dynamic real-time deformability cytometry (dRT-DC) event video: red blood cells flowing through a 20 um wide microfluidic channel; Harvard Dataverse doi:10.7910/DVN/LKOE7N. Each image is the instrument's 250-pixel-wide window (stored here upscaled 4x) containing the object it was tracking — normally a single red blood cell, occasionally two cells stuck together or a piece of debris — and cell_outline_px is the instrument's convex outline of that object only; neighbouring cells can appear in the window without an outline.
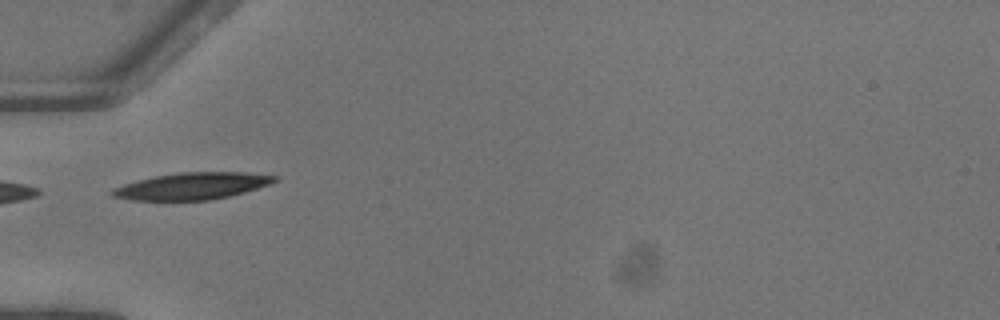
{"species": "common noctule bat (a hibernating species)", "species_latin": "Nyctalus noctula", "temperature_condition": "warm", "stored_images_in_passage": 22, "camera_frame_rate_fps": 3000, "um_per_image_px": 0.085, "animal": {"sex": "female"}, "frame": {"image": 1, "passage_image": 1, "time_ms": 0.0, "image_size_px": [1000, 320], "cell_outline_px": [[280, 180], [244, 192], [228, 196], [208, 200], [132, 200], [112, 196], [108, 192], [112, 188], [124, 184], [156, 176], [180, 172], [244, 172], [280, 176]], "centroid_in_image_um": [16.34, 15.81], "position_along_channel_um": 68.7, "area_um2": 25.26}}
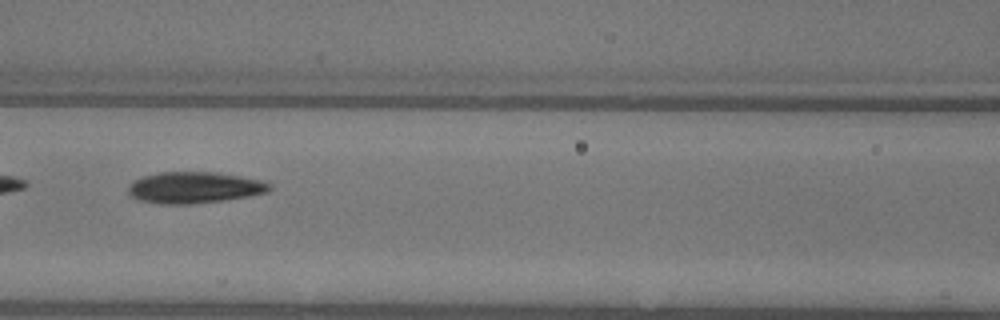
{"frame": {"image": 2, "passage_image": 7, "time_ms": 2.0, "image_size_px": [1000, 320], "cell_outline_px": [[272, 188], [268, 192], [248, 196], [224, 200], [192, 204], [160, 204], [140, 200], [132, 196], [128, 192], [128, 184], [132, 180], [144, 176], [160, 172], [220, 172], [264, 180], [272, 184]], "centroid_in_image_um": [16.55, 15.93], "position_along_channel_um": 150.0, "area_um2": 26.13}}
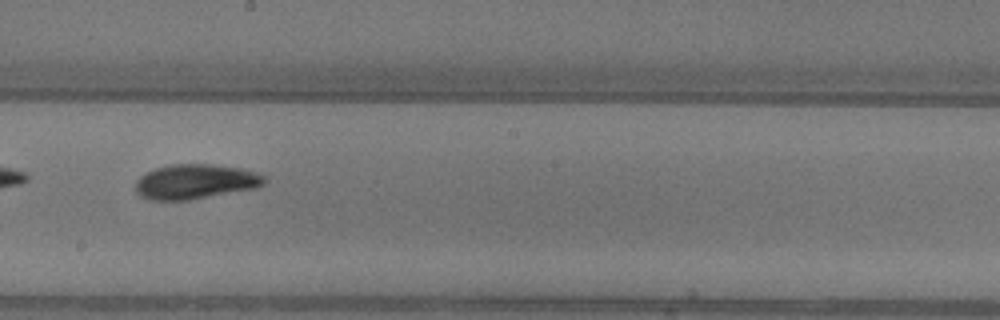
{"frame": {"image": 3, "passage_image": 13, "time_ms": 4.0, "image_size_px": [1000, 320], "cell_outline_px": [[268, 180], [264, 184], [256, 188], [192, 200], [148, 200], [140, 196], [136, 192], [136, 180], [140, 176], [156, 168], [172, 164], [212, 164], [240, 168], [256, 172], [264, 176]], "centroid_in_image_um": [16.62, 15.45], "position_along_channel_um": 231.6, "area_um2": 26.3}}